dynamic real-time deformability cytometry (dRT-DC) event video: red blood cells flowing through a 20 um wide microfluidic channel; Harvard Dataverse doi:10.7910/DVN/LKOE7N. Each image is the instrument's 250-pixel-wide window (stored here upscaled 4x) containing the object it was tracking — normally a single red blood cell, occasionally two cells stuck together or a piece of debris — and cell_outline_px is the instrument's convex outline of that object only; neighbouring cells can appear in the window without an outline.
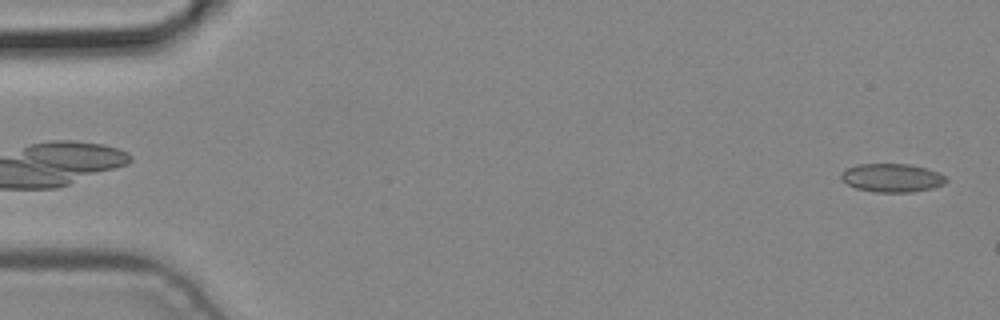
{"species": "common noctule bat (a hibernating species)", "species_latin": "Nyctalus noctula", "temperature_condition": "cold", "stored_images_in_passage": 4, "camera_frame_rate_fps": 3000, "um_per_image_px": 0.085, "animal": {"sex": "male", "body_mass_g": 19.2, "forearm_length_mm": 51.8}, "frame": {"image": 1, "passage_image": 4, "time_ms": 1.0, "image_size_px": [1000, 320], "cell_outline_px": [[948, 180], [944, 184], [932, 188], [912, 192], [872, 192], [856, 188], [840, 180], [840, 172], [848, 168], [860, 164], [908, 164], [924, 168], [936, 172], [944, 176]], "centroid_in_image_um": [75.78, 15.12], "position_along_channel_um": 9.2, "area_um2": 17.34}}